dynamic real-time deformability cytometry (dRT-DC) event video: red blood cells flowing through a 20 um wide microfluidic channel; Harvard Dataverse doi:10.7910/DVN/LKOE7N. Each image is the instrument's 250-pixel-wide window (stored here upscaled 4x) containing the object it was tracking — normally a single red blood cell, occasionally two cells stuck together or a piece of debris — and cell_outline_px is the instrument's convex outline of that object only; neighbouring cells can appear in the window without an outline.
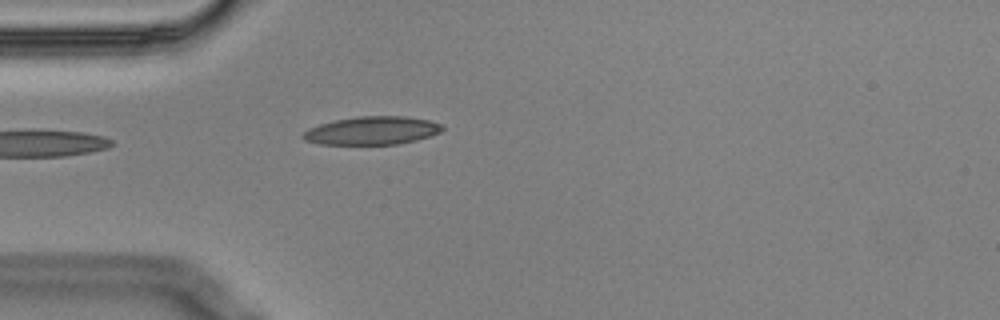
{"species": "Egyptian fruit bat (a non-hibernating species)", "species_latin": "Rousettus aegyptiacus", "temperature_condition": "cold", "stored_images_in_passage": 3, "camera_frame_rate_fps": 3000, "um_per_image_px": 0.085, "animal": {"sex": "male"}, "frame": {"image": 1, "passage_image": 3, "time_ms": 0.667, "image_size_px": [1000, 320], "cell_outline_px": [[444, 128], [440, 132], [416, 140], [396, 144], [320, 144], [304, 140], [300, 136], [308, 128], [320, 124], [336, 120], [356, 116], [404, 116], [428, 120], [440, 124]], "centroid_in_image_um": [31.59, 11.1], "position_along_channel_um": 53.4, "area_um2": 22.72}}